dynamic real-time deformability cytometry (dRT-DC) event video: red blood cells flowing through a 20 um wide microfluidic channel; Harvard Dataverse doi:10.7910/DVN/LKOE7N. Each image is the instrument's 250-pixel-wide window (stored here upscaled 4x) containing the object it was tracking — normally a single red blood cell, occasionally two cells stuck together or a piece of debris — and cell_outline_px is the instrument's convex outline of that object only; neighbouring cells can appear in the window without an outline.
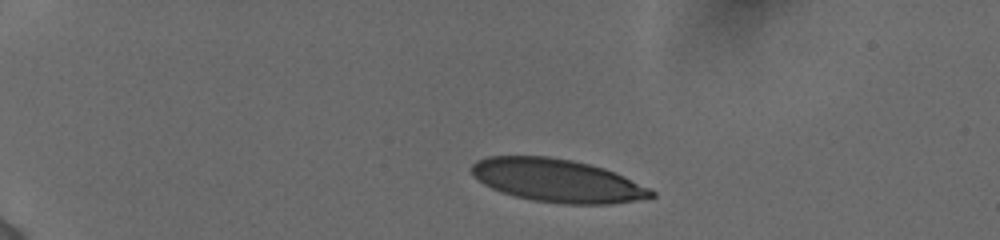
{"species": "human", "species_latin": "Homo sapiens", "temperature_condition": "cold", "stored_images_in_passage": 43, "camera_frame_rate_fps": 3000, "um_per_image_px": 0.085, "donor": {"sex": "female"}, "frame": {"image": 1, "passage_image": 1, "time_ms": 0.0, "image_size_px": [1000, 240], "cell_outline_px": [[656, 196], [636, 200], [612, 204], [564, 204], [532, 200], [500, 192], [484, 184], [472, 176], [468, 168], [476, 160], [488, 156], [548, 156], [572, 160], [604, 168], [624, 176], [652, 188], [656, 192]], "centroid_in_image_um": [47.35, 15.34], "position_along_channel_um": 37.6, "area_um2": 45.43}}
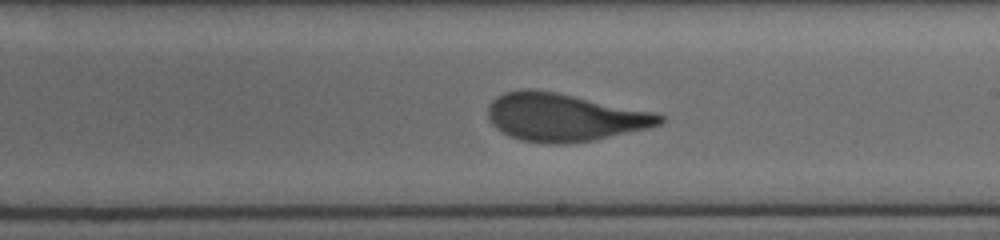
{"frame": {"image": 2, "passage_image": 23, "time_ms": 7.333, "image_size_px": [1000, 240], "cell_outline_px": [[664, 120], [660, 124], [648, 128], [592, 140], [568, 144], [544, 144], [520, 140], [508, 136], [496, 128], [488, 120], [488, 104], [496, 96], [504, 92], [524, 88], [532, 88], [556, 92], [656, 112], [664, 116]], "centroid_in_image_um": [47.92, 9.96], "position_along_channel_um": 241.1, "area_um2": 48.26}}
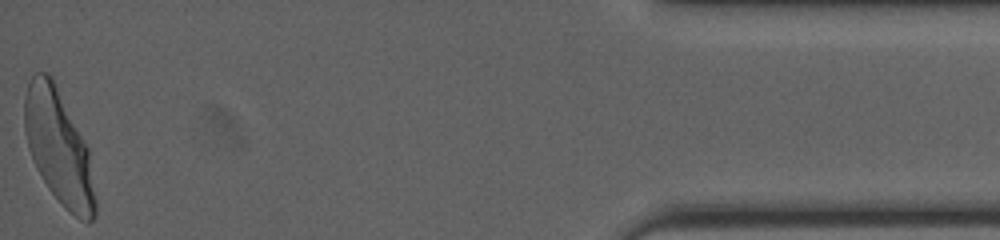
{"frame": {"image": 3, "passage_image": 43, "time_ms": 14.0, "image_size_px": [1000, 240], "cell_outline_px": [[96, 216], [88, 224], [80, 220], [64, 208], [48, 188], [36, 168], [32, 160], [28, 148], [24, 132], [24, 100], [28, 84], [32, 76], [36, 72], [48, 72], [52, 76], [88, 148], [96, 200]], "centroid_in_image_um": [4.98, 12.55], "position_along_channel_um": 430.2, "area_um2": 47.16}, "authors_computed_cell_mechanics": {"area_um2": 47.3382, "velocity_mm_per_s": 3.8636, "shape_relaxation_time_tau1_ms": 4.5398, "shape_relaxation_time_tau2_ms": null, "deformation_change_tau1": 0.1844, "deformation_change_tau2": null}}